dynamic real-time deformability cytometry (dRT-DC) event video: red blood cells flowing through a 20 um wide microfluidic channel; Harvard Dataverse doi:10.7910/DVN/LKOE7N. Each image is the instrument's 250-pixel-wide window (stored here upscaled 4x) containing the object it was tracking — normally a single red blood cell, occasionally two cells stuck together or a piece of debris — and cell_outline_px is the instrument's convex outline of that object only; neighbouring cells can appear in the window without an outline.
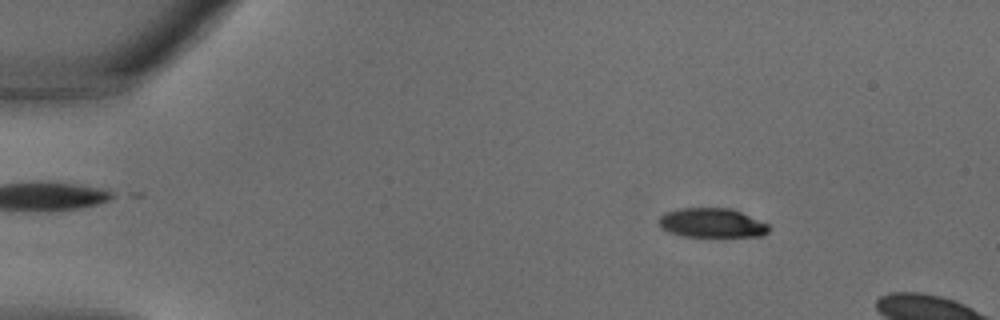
{"species": "common noctule bat (a hibernating species)", "species_latin": "Nyctalus noctula", "temperature_condition": "warm", "stored_images_in_passage": 8, "camera_frame_rate_fps": 3000, "um_per_image_px": 0.085, "animal": {"sex": "male", "body_mass_g": 18.8}, "frame": {"image": 1, "passage_image": 4, "time_ms": 1.0, "image_size_px": [1000, 320], "cell_outline_px": [[768, 232], [764, 236], [684, 236], [668, 232], [660, 228], [656, 220], [664, 212], [676, 208], [728, 208], [740, 212], [768, 224]], "centroid_in_image_um": [60.42, 18.94], "position_along_channel_um": 24.6, "area_um2": 18.84}}